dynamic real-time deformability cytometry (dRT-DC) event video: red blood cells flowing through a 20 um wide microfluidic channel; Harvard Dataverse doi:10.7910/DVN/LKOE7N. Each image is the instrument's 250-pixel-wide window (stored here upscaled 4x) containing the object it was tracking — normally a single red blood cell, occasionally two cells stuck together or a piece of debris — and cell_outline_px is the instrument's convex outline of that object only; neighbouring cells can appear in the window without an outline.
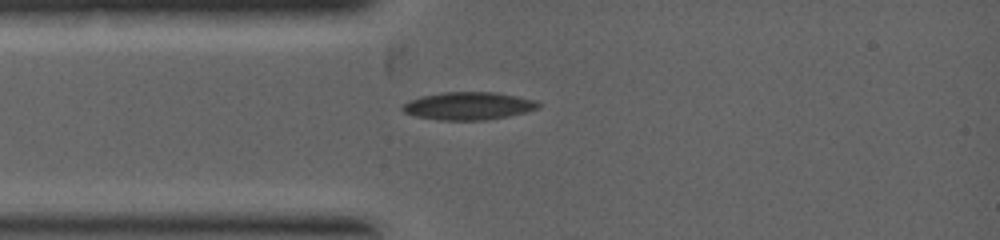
{"species": "common noctule bat (a hibernating species)", "species_latin": "Nyctalus noctula", "temperature_condition": "warm", "stored_images_in_passage": 7, "camera_frame_rate_fps": 5000, "um_per_image_px": 0.085, "animal": {"sex": "female", "body_mass_g": 19.0, "forearm_length_mm": 53.3}, "frame": {"image": 1, "passage_image": 3, "time_ms": 0.8, "image_size_px": [1000, 240], "cell_outline_px": [[544, 104], [540, 108], [508, 116], [484, 120], [440, 120], [416, 116], [404, 112], [400, 108], [408, 100], [420, 96], [444, 92], [496, 92], [536, 100]], "centroid_in_image_um": [39.83, 8.99], "position_along_channel_um": 45.2, "area_um2": 22.08}}
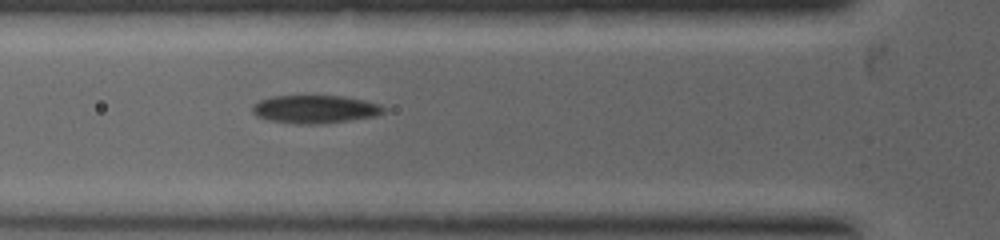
{"frame": {"image": 2, "passage_image": 5, "time_ms": 1.6, "image_size_px": [1000, 240], "cell_outline_px": [[384, 112], [376, 116], [320, 124], [296, 124], [268, 120], [256, 116], [252, 112], [252, 104], [260, 100], [272, 96], [344, 96], [364, 100], [380, 104], [384, 108]], "centroid_in_image_um": [26.74, 9.28], "position_along_channel_um": 99.1, "area_um2": 21.5}}
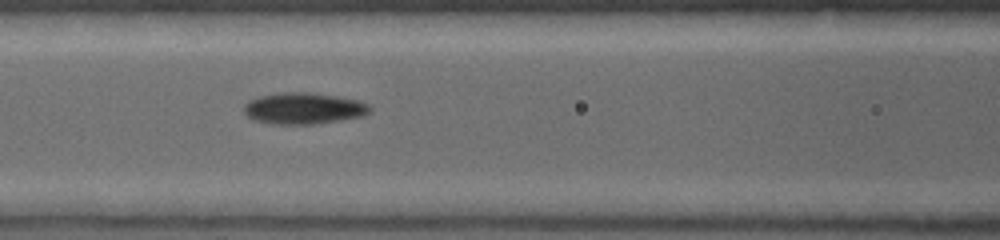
{"frame": {"image": 3, "passage_image": 7, "time_ms": 2.2, "image_size_px": [1000, 240], "cell_outline_px": [[372, 112], [364, 116], [340, 120], [312, 124], [272, 124], [252, 120], [244, 112], [244, 104], [248, 100], [260, 96], [280, 92], [308, 92], [336, 96], [360, 100], [368, 104], [372, 108]], "centroid_in_image_um": [25.82, 9.21], "position_along_channel_um": 140.8, "area_um2": 23.29}}